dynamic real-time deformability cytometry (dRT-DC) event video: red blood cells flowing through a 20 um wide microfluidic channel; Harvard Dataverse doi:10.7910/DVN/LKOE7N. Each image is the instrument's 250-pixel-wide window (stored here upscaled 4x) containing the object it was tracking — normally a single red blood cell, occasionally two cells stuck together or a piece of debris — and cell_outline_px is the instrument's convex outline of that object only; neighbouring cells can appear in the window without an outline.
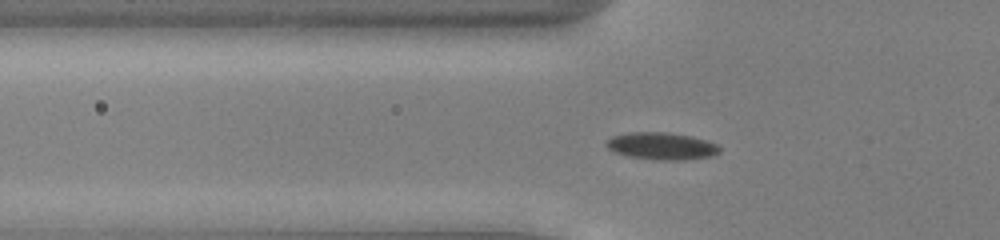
{"species": "common noctule bat (a hibernating species)", "species_latin": "Nyctalus noctula", "temperature_condition": "cold", "stored_images_in_passage": 37, "camera_frame_rate_fps": 3000, "um_per_image_px": 0.085, "animal": {"sex": "male", "body_mass_g": 13.0, "forearm_length_mm": 53.1}, "frame": {"image": 1, "passage_image": 3, "time_ms": 0.667, "image_size_px": [1000, 240], "cell_outline_px": [[720, 152], [712, 156], [684, 160], [656, 160], [628, 156], [612, 152], [604, 144], [612, 136], [628, 132], [668, 132], [692, 136], [708, 140], [720, 144]], "centroid_in_image_um": [56.26, 12.41], "position_along_channel_um": 69.5, "area_um2": 18.32}}
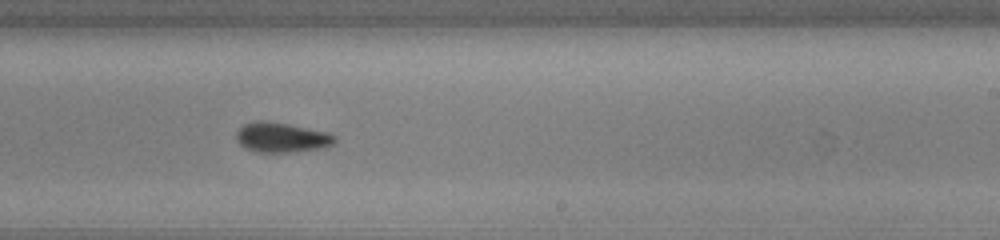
{"frame": {"image": 2, "passage_image": 18, "time_ms": 5.667, "image_size_px": [1000, 240], "cell_outline_px": [[336, 140], [328, 148], [288, 152], [256, 152], [244, 148], [236, 140], [236, 132], [244, 124], [260, 120], [264, 120], [288, 124], [328, 132], [336, 136]], "centroid_in_image_um": [23.95, 11.69], "position_along_channel_um": 265.1, "area_um2": 17.28}}
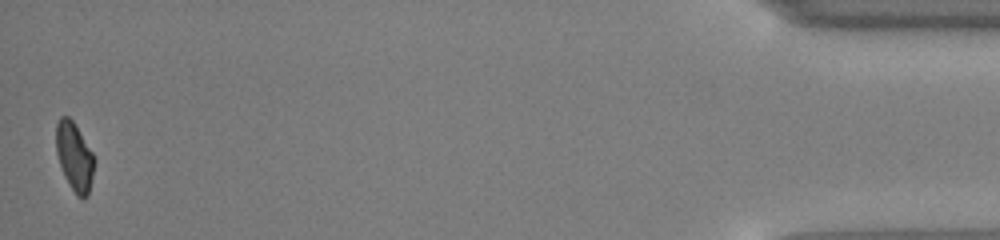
{"frame": {"image": 3, "passage_image": 37, "time_ms": 12.0, "image_size_px": [1000, 240], "cell_outline_px": [[96, 160], [88, 196], [76, 196], [64, 176], [56, 152], [56, 124], [60, 116], [68, 116], [76, 124], [92, 152]], "centroid_in_image_um": [6.33, 13.29], "position_along_channel_um": 428.9, "area_um2": 15.32}, "authors_computed_cell_mechanics": {"area_um2": 16.8776, "velocity_mm_per_s": 3.9411, "shape_relaxation_time_tau1_ms": 2.6277, "shape_relaxation_time_tau2_ms": 4.3404, "deformation_change_tau1": 0.0922, "deformation_change_tau2": 0.0751}}